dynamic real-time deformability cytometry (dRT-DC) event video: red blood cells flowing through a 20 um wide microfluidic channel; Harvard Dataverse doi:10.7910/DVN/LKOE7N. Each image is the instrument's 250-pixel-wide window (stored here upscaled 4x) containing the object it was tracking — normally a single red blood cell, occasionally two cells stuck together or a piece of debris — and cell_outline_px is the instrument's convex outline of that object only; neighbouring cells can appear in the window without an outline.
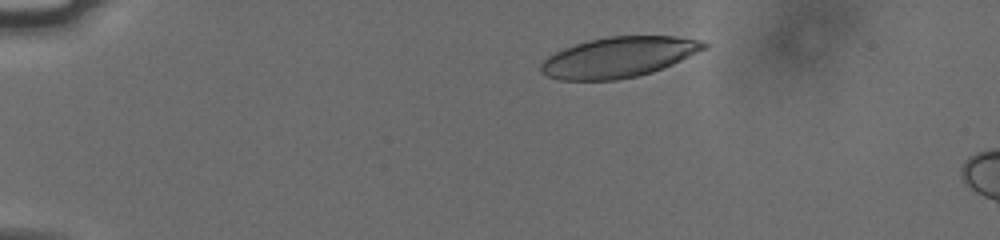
{"species": "human", "species_latin": "Homo sapiens", "temperature_condition": "cold", "stored_images_in_passage": 5, "camera_frame_rate_fps": 3000, "um_per_image_px": 0.085, "donor": {"sex": "male"}, "frame": {"image": 1, "passage_image": 1, "time_ms": 0.0, "image_size_px": [1000, 240], "cell_outline_px": [[708, 48], [672, 64], [652, 72], [636, 76], [616, 80], [560, 80], [548, 76], [540, 68], [540, 64], [548, 56], [564, 48], [588, 40], [608, 36], [676, 36], [700, 40], [708, 44]], "centroid_in_image_um": [52.61, 4.85], "position_along_channel_um": 32.4, "area_um2": 38.21}}